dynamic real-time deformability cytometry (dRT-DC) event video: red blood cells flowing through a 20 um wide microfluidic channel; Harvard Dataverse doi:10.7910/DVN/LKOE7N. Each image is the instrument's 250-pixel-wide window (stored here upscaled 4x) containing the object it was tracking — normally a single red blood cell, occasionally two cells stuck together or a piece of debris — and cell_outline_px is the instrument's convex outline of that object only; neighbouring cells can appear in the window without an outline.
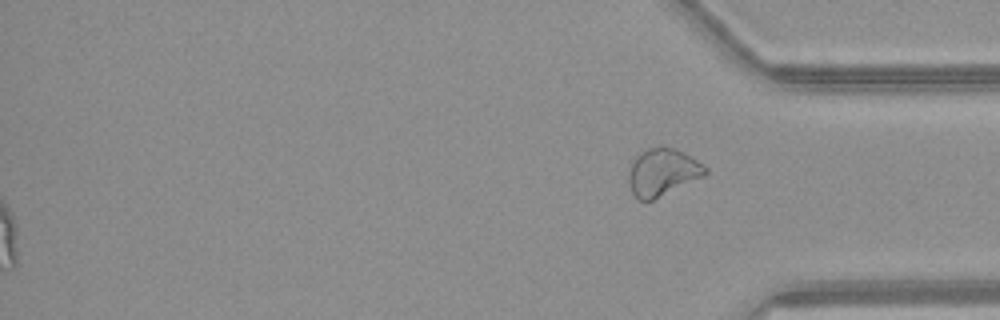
{"species": "common noctule bat (a hibernating species)", "species_latin": "Nyctalus noctula", "temperature_condition": "warm", "stored_images_in_passage": 39, "segment_of_instrument_passage": [2, 2], "camera_frame_rate_fps": 3000, "um_per_image_px": 0.085, "animal": {"sex": "female", "body_mass_g": 21.9}, "frame": {"image": 1, "passage_image": 39, "time_ms": 12.667, "image_size_px": [1000, 320], "cell_outline_px": [[708, 172], [704, 176], [652, 200], [636, 200], [632, 192], [628, 180], [632, 164], [636, 156], [640, 152], [648, 148], [660, 144], [676, 148], [684, 152], [704, 164], [708, 168]], "centroid_in_image_um": [56.34, 14.6], "position_along_channel_um": 378.9, "area_um2": 21.27}}